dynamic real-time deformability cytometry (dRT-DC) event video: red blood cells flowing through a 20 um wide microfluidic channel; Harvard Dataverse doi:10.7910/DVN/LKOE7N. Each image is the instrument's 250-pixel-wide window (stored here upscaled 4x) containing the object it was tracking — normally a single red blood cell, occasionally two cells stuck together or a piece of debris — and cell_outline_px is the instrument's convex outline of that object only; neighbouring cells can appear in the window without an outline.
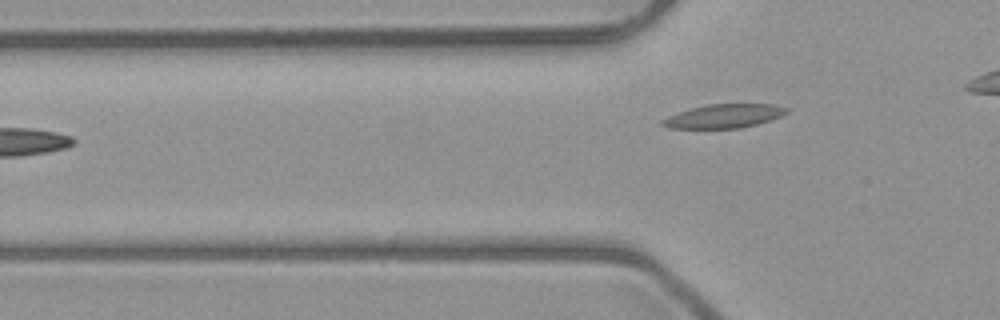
{"species": "common noctule bat (a hibernating species)", "species_latin": "Nyctalus noctula", "temperature_condition": "room temperature", "stored_images_in_passage": 6, "camera_frame_rate_fps": 3000, "um_per_image_px": 0.085, "animal": {"sex": "male", "body_mass_g": 23.1, "forearm_length_mm": 52.7}, "frame": {"image": 1, "passage_image": 6, "time_ms": 6.333, "image_size_px": [1000, 320], "cell_outline_px": [[788, 112], [772, 120], [740, 128], [668, 128], [660, 124], [660, 120], [668, 116], [692, 108], [708, 104], [776, 104], [788, 108]], "centroid_in_image_um": [61.55, 9.87], "position_along_channel_um": 64.3, "area_um2": 17.17}}